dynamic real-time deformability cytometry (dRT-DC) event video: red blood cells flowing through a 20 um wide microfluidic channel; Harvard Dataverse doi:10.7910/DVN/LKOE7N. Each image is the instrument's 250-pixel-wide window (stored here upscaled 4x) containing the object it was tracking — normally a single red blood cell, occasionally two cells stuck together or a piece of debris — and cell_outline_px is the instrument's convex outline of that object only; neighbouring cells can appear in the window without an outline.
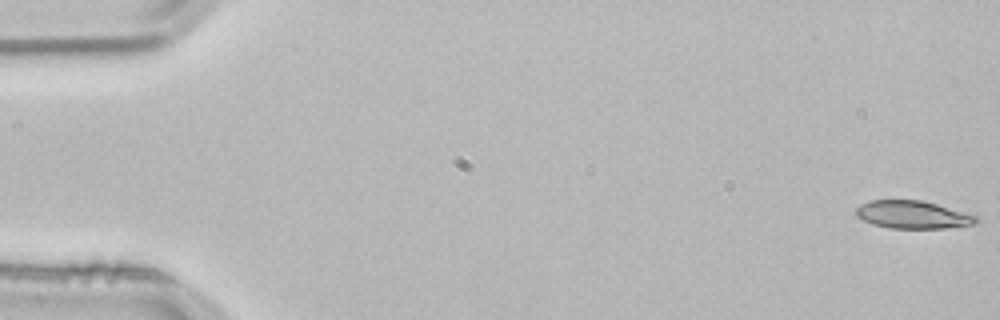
{"species": "common noctule bat (a hibernating species)", "species_latin": "Nyctalus noctula", "temperature_condition": "room temperature", "stored_images_in_passage": 4, "camera_frame_rate_fps": 3000, "um_per_image_px": 0.085, "animal": {"sex": "male", "body_mass_g": 21.5, "forearm_length_mm": 52.0}, "frame": {"image": 1, "passage_image": 1, "time_ms": 0.0, "image_size_px": [1000, 320], "cell_outline_px": [[980, 220], [976, 224], [944, 228], [888, 228], [872, 224], [856, 216], [856, 208], [860, 204], [868, 200], [920, 200], [936, 204], [976, 216]], "centroid_in_image_um": [77.55, 18.25], "position_along_channel_um": 7.5, "area_um2": 19.36}}